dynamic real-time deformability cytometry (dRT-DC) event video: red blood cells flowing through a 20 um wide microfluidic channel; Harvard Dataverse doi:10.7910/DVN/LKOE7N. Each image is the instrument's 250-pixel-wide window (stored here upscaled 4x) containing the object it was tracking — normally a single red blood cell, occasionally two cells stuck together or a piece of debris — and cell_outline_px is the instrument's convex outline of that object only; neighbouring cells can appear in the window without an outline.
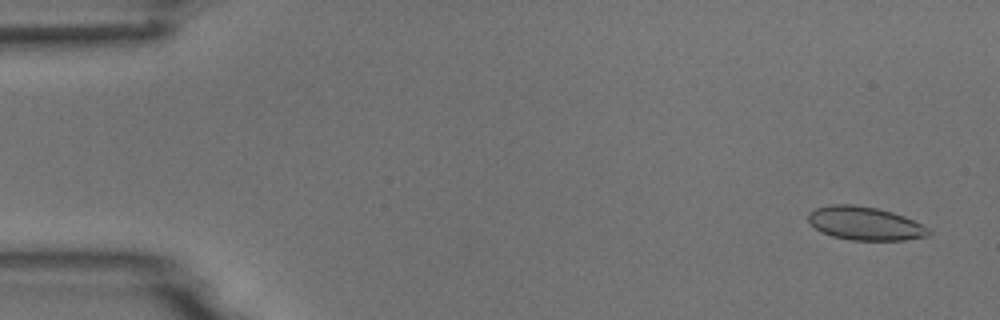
{"species": "common noctule bat (a hibernating species)", "species_latin": "Nyctalus noctula", "temperature_condition": "room temperature", "stored_images_in_passage": 4, "camera_frame_rate_fps": 3000, "um_per_image_px": 0.085, "animal": {"sex": "male", "body_mass_g": 18.8}, "frame": {"image": 1, "passage_image": 1, "time_ms": 0.0, "image_size_px": [1000, 320], "cell_outline_px": [[932, 232], [928, 236], [904, 240], [852, 240], [832, 236], [820, 232], [808, 220], [808, 212], [816, 208], [832, 204], [852, 204], [876, 208], [892, 212], [904, 216], [928, 228]], "centroid_in_image_um": [73.51, 18.99], "position_along_channel_um": 11.5, "area_um2": 23.35}}
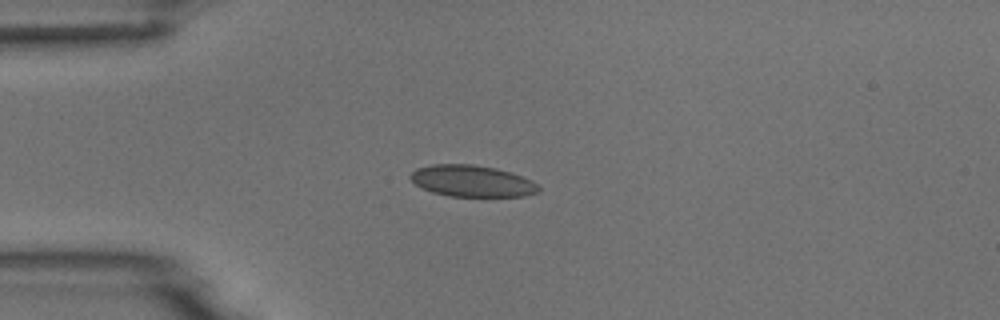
{"frame": {"image": 2, "passage_image": 4, "time_ms": 3.667, "image_size_px": [1000, 320], "cell_outline_px": [[540, 192], [524, 196], [448, 196], [432, 192], [416, 184], [408, 176], [416, 168], [432, 164], [472, 164], [496, 168], [532, 180], [540, 188]], "centroid_in_image_um": [40.11, 15.38], "position_along_channel_um": 44.9, "area_um2": 23.41}}